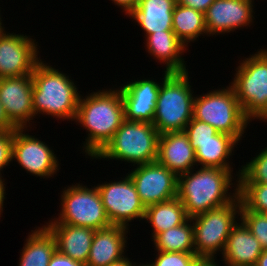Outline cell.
<instances>
[{"mask_svg":"<svg viewBox=\"0 0 267 266\" xmlns=\"http://www.w3.org/2000/svg\"><path fill=\"white\" fill-rule=\"evenodd\" d=\"M194 226L189 218L185 223L159 233L153 240L156 251L195 253Z\"/></svg>","mask_w":267,"mask_h":266,"instance_id":"4316f807","label":"cell"},{"mask_svg":"<svg viewBox=\"0 0 267 266\" xmlns=\"http://www.w3.org/2000/svg\"><path fill=\"white\" fill-rule=\"evenodd\" d=\"M238 169L235 174L234 169L196 167L179 175L177 197L181 200L187 216L192 218L232 202L239 192L238 177L241 169Z\"/></svg>","mask_w":267,"mask_h":266,"instance_id":"6da1fadb","label":"cell"},{"mask_svg":"<svg viewBox=\"0 0 267 266\" xmlns=\"http://www.w3.org/2000/svg\"><path fill=\"white\" fill-rule=\"evenodd\" d=\"M163 75L152 124L159 134L184 131L193 118L195 94L191 77L188 71H164Z\"/></svg>","mask_w":267,"mask_h":266,"instance_id":"277c9868","label":"cell"},{"mask_svg":"<svg viewBox=\"0 0 267 266\" xmlns=\"http://www.w3.org/2000/svg\"><path fill=\"white\" fill-rule=\"evenodd\" d=\"M54 235L57 250L73 260L87 263L92 239L96 230L68 224H46Z\"/></svg>","mask_w":267,"mask_h":266,"instance_id":"44dd1931","label":"cell"},{"mask_svg":"<svg viewBox=\"0 0 267 266\" xmlns=\"http://www.w3.org/2000/svg\"><path fill=\"white\" fill-rule=\"evenodd\" d=\"M133 260L130 261V259L127 257V255L122 258L121 260L111 263L108 266H134L135 262H132Z\"/></svg>","mask_w":267,"mask_h":266,"instance_id":"ab89813d","label":"cell"},{"mask_svg":"<svg viewBox=\"0 0 267 266\" xmlns=\"http://www.w3.org/2000/svg\"><path fill=\"white\" fill-rule=\"evenodd\" d=\"M14 131H0V176L6 166L12 163V142Z\"/></svg>","mask_w":267,"mask_h":266,"instance_id":"d6a6232c","label":"cell"},{"mask_svg":"<svg viewBox=\"0 0 267 266\" xmlns=\"http://www.w3.org/2000/svg\"><path fill=\"white\" fill-rule=\"evenodd\" d=\"M240 208L238 195L226 205L191 218L194 226V250L198 257L215 258L219 251L223 253L231 229L240 219Z\"/></svg>","mask_w":267,"mask_h":266,"instance_id":"9c48e42d","label":"cell"},{"mask_svg":"<svg viewBox=\"0 0 267 266\" xmlns=\"http://www.w3.org/2000/svg\"><path fill=\"white\" fill-rule=\"evenodd\" d=\"M89 188L83 183L62 189L58 217L46 224H68L100 230L111 225L96 185Z\"/></svg>","mask_w":267,"mask_h":266,"instance_id":"ba28073f","label":"cell"},{"mask_svg":"<svg viewBox=\"0 0 267 266\" xmlns=\"http://www.w3.org/2000/svg\"><path fill=\"white\" fill-rule=\"evenodd\" d=\"M255 155L250 162L240 167L239 183L267 184V146Z\"/></svg>","mask_w":267,"mask_h":266,"instance_id":"f1b7e54d","label":"cell"},{"mask_svg":"<svg viewBox=\"0 0 267 266\" xmlns=\"http://www.w3.org/2000/svg\"><path fill=\"white\" fill-rule=\"evenodd\" d=\"M159 135L152 123L124 120L93 159L118 160L133 166L157 161Z\"/></svg>","mask_w":267,"mask_h":266,"instance_id":"5b68a950","label":"cell"},{"mask_svg":"<svg viewBox=\"0 0 267 266\" xmlns=\"http://www.w3.org/2000/svg\"><path fill=\"white\" fill-rule=\"evenodd\" d=\"M259 50L248 58H240L233 81L229 83L251 122L254 119L267 122V48Z\"/></svg>","mask_w":267,"mask_h":266,"instance_id":"8992f818","label":"cell"},{"mask_svg":"<svg viewBox=\"0 0 267 266\" xmlns=\"http://www.w3.org/2000/svg\"><path fill=\"white\" fill-rule=\"evenodd\" d=\"M31 75L0 79V102L10 121L17 128H28L35 123ZM32 122V123H30Z\"/></svg>","mask_w":267,"mask_h":266,"instance_id":"9a60e30c","label":"cell"},{"mask_svg":"<svg viewBox=\"0 0 267 266\" xmlns=\"http://www.w3.org/2000/svg\"><path fill=\"white\" fill-rule=\"evenodd\" d=\"M189 217L178 197L146 207L144 219L152 228L151 239L159 233L185 223Z\"/></svg>","mask_w":267,"mask_h":266,"instance_id":"d4e9b609","label":"cell"},{"mask_svg":"<svg viewBox=\"0 0 267 266\" xmlns=\"http://www.w3.org/2000/svg\"><path fill=\"white\" fill-rule=\"evenodd\" d=\"M0 32V79L31 75L41 60L40 46L27 34Z\"/></svg>","mask_w":267,"mask_h":266,"instance_id":"7c38bea8","label":"cell"},{"mask_svg":"<svg viewBox=\"0 0 267 266\" xmlns=\"http://www.w3.org/2000/svg\"><path fill=\"white\" fill-rule=\"evenodd\" d=\"M263 252L259 240L239 219L232 227L223 251L222 266H255Z\"/></svg>","mask_w":267,"mask_h":266,"instance_id":"d6986e66","label":"cell"},{"mask_svg":"<svg viewBox=\"0 0 267 266\" xmlns=\"http://www.w3.org/2000/svg\"><path fill=\"white\" fill-rule=\"evenodd\" d=\"M214 1L215 0H176V3L205 13Z\"/></svg>","mask_w":267,"mask_h":266,"instance_id":"e575fe53","label":"cell"},{"mask_svg":"<svg viewBox=\"0 0 267 266\" xmlns=\"http://www.w3.org/2000/svg\"><path fill=\"white\" fill-rule=\"evenodd\" d=\"M176 0H139L136 9L128 16L137 22L145 36L172 30L173 10Z\"/></svg>","mask_w":267,"mask_h":266,"instance_id":"603a6c76","label":"cell"},{"mask_svg":"<svg viewBox=\"0 0 267 266\" xmlns=\"http://www.w3.org/2000/svg\"><path fill=\"white\" fill-rule=\"evenodd\" d=\"M31 77L35 117L44 114V117L74 121L81 94L71 76L41 59L35 65Z\"/></svg>","mask_w":267,"mask_h":266,"instance_id":"3957f363","label":"cell"},{"mask_svg":"<svg viewBox=\"0 0 267 266\" xmlns=\"http://www.w3.org/2000/svg\"><path fill=\"white\" fill-rule=\"evenodd\" d=\"M254 4V0H215L204 13L208 36L232 33L254 25Z\"/></svg>","mask_w":267,"mask_h":266,"instance_id":"5bb4252c","label":"cell"},{"mask_svg":"<svg viewBox=\"0 0 267 266\" xmlns=\"http://www.w3.org/2000/svg\"><path fill=\"white\" fill-rule=\"evenodd\" d=\"M142 78L119 86L124 105V120L153 123L161 82Z\"/></svg>","mask_w":267,"mask_h":266,"instance_id":"2e32d148","label":"cell"},{"mask_svg":"<svg viewBox=\"0 0 267 266\" xmlns=\"http://www.w3.org/2000/svg\"><path fill=\"white\" fill-rule=\"evenodd\" d=\"M157 161L177 177L197 167L195 150L184 131L159 135Z\"/></svg>","mask_w":267,"mask_h":266,"instance_id":"e0dca14e","label":"cell"},{"mask_svg":"<svg viewBox=\"0 0 267 266\" xmlns=\"http://www.w3.org/2000/svg\"><path fill=\"white\" fill-rule=\"evenodd\" d=\"M0 12H1V10H0ZM4 28H5V27H4V24H3V22H2L1 13H0V32H1Z\"/></svg>","mask_w":267,"mask_h":266,"instance_id":"b9f144b4","label":"cell"},{"mask_svg":"<svg viewBox=\"0 0 267 266\" xmlns=\"http://www.w3.org/2000/svg\"><path fill=\"white\" fill-rule=\"evenodd\" d=\"M48 266H86L83 262L73 260L69 256L61 254L58 250L52 255Z\"/></svg>","mask_w":267,"mask_h":266,"instance_id":"836d02e7","label":"cell"},{"mask_svg":"<svg viewBox=\"0 0 267 266\" xmlns=\"http://www.w3.org/2000/svg\"><path fill=\"white\" fill-rule=\"evenodd\" d=\"M145 49L157 63L165 65L168 72H186L187 61L182 58L187 47L177 38L173 30L152 33L145 37ZM187 68V69H186Z\"/></svg>","mask_w":267,"mask_h":266,"instance_id":"ffe728a7","label":"cell"},{"mask_svg":"<svg viewBox=\"0 0 267 266\" xmlns=\"http://www.w3.org/2000/svg\"><path fill=\"white\" fill-rule=\"evenodd\" d=\"M128 228L112 225L96 230L86 266H108L126 256ZM127 235V236H126Z\"/></svg>","mask_w":267,"mask_h":266,"instance_id":"ac0fdd59","label":"cell"},{"mask_svg":"<svg viewBox=\"0 0 267 266\" xmlns=\"http://www.w3.org/2000/svg\"><path fill=\"white\" fill-rule=\"evenodd\" d=\"M139 263H137L136 264V262L134 263V266H151L149 263H146V264H144V263H142L141 264V262H140V264L138 265Z\"/></svg>","mask_w":267,"mask_h":266,"instance_id":"7bdbcfd3","label":"cell"},{"mask_svg":"<svg viewBox=\"0 0 267 266\" xmlns=\"http://www.w3.org/2000/svg\"><path fill=\"white\" fill-rule=\"evenodd\" d=\"M114 5L121 7L122 12L129 16L138 6L139 0H111Z\"/></svg>","mask_w":267,"mask_h":266,"instance_id":"d590c367","label":"cell"},{"mask_svg":"<svg viewBox=\"0 0 267 266\" xmlns=\"http://www.w3.org/2000/svg\"><path fill=\"white\" fill-rule=\"evenodd\" d=\"M5 180L6 179H4V176H0V217H2L1 215L4 211L3 208H4V202L6 199L5 195H7L6 190H5L6 189Z\"/></svg>","mask_w":267,"mask_h":266,"instance_id":"f35d334b","label":"cell"},{"mask_svg":"<svg viewBox=\"0 0 267 266\" xmlns=\"http://www.w3.org/2000/svg\"><path fill=\"white\" fill-rule=\"evenodd\" d=\"M238 195L241 203L256 213H267V184L239 183Z\"/></svg>","mask_w":267,"mask_h":266,"instance_id":"83f0119b","label":"cell"},{"mask_svg":"<svg viewBox=\"0 0 267 266\" xmlns=\"http://www.w3.org/2000/svg\"><path fill=\"white\" fill-rule=\"evenodd\" d=\"M189 141H205L212 140V136H215L218 131L208 123H205L194 118L187 124L184 129Z\"/></svg>","mask_w":267,"mask_h":266,"instance_id":"1f68e13d","label":"cell"},{"mask_svg":"<svg viewBox=\"0 0 267 266\" xmlns=\"http://www.w3.org/2000/svg\"><path fill=\"white\" fill-rule=\"evenodd\" d=\"M24 243L18 266H48L57 250L56 239L45 223L31 230Z\"/></svg>","mask_w":267,"mask_h":266,"instance_id":"cb8c5ba5","label":"cell"},{"mask_svg":"<svg viewBox=\"0 0 267 266\" xmlns=\"http://www.w3.org/2000/svg\"><path fill=\"white\" fill-rule=\"evenodd\" d=\"M225 87L195 95L193 118L210 124L218 132L233 136L240 142L251 121L244 115L232 86L229 84Z\"/></svg>","mask_w":267,"mask_h":266,"instance_id":"52a82bcc","label":"cell"},{"mask_svg":"<svg viewBox=\"0 0 267 266\" xmlns=\"http://www.w3.org/2000/svg\"><path fill=\"white\" fill-rule=\"evenodd\" d=\"M134 167L127 174L145 208L177 197L178 177L167 167L158 161Z\"/></svg>","mask_w":267,"mask_h":266,"instance_id":"4fadbf2b","label":"cell"},{"mask_svg":"<svg viewBox=\"0 0 267 266\" xmlns=\"http://www.w3.org/2000/svg\"><path fill=\"white\" fill-rule=\"evenodd\" d=\"M57 158L45 141L29 134L28 128H17L14 131L11 161H16L22 170L41 179L54 177L60 169Z\"/></svg>","mask_w":267,"mask_h":266,"instance_id":"8fae6325","label":"cell"},{"mask_svg":"<svg viewBox=\"0 0 267 266\" xmlns=\"http://www.w3.org/2000/svg\"><path fill=\"white\" fill-rule=\"evenodd\" d=\"M172 30L186 47L199 39V36L209 37L204 13L177 3L173 10Z\"/></svg>","mask_w":267,"mask_h":266,"instance_id":"484cf974","label":"cell"},{"mask_svg":"<svg viewBox=\"0 0 267 266\" xmlns=\"http://www.w3.org/2000/svg\"><path fill=\"white\" fill-rule=\"evenodd\" d=\"M151 266H192L198 256L195 253L156 251Z\"/></svg>","mask_w":267,"mask_h":266,"instance_id":"4dcf8cb0","label":"cell"},{"mask_svg":"<svg viewBox=\"0 0 267 266\" xmlns=\"http://www.w3.org/2000/svg\"><path fill=\"white\" fill-rule=\"evenodd\" d=\"M97 188L111 225L129 229V222L144 219L146 208L128 174L120 180L99 183Z\"/></svg>","mask_w":267,"mask_h":266,"instance_id":"30bf717a","label":"cell"},{"mask_svg":"<svg viewBox=\"0 0 267 266\" xmlns=\"http://www.w3.org/2000/svg\"><path fill=\"white\" fill-rule=\"evenodd\" d=\"M255 266H267V250H263L257 259Z\"/></svg>","mask_w":267,"mask_h":266,"instance_id":"60d3db41","label":"cell"},{"mask_svg":"<svg viewBox=\"0 0 267 266\" xmlns=\"http://www.w3.org/2000/svg\"><path fill=\"white\" fill-rule=\"evenodd\" d=\"M240 220L249 231L259 240L263 250H267V214L256 213L248 210L242 203L240 208Z\"/></svg>","mask_w":267,"mask_h":266,"instance_id":"f546056e","label":"cell"},{"mask_svg":"<svg viewBox=\"0 0 267 266\" xmlns=\"http://www.w3.org/2000/svg\"><path fill=\"white\" fill-rule=\"evenodd\" d=\"M215 258L198 257L192 266H219ZM221 266V265H220Z\"/></svg>","mask_w":267,"mask_h":266,"instance_id":"74e56055","label":"cell"},{"mask_svg":"<svg viewBox=\"0 0 267 266\" xmlns=\"http://www.w3.org/2000/svg\"><path fill=\"white\" fill-rule=\"evenodd\" d=\"M116 87L80 95L74 122L88 132L83 153L91 159L112 139L124 121L122 95L119 87Z\"/></svg>","mask_w":267,"mask_h":266,"instance_id":"7a4b0ae2","label":"cell"},{"mask_svg":"<svg viewBox=\"0 0 267 266\" xmlns=\"http://www.w3.org/2000/svg\"><path fill=\"white\" fill-rule=\"evenodd\" d=\"M189 142L195 150L197 166L233 169L230 157L240 143L235 137L218 132L212 140Z\"/></svg>","mask_w":267,"mask_h":266,"instance_id":"7402d4cb","label":"cell"},{"mask_svg":"<svg viewBox=\"0 0 267 266\" xmlns=\"http://www.w3.org/2000/svg\"><path fill=\"white\" fill-rule=\"evenodd\" d=\"M16 129L17 127L10 121L0 102V131H15Z\"/></svg>","mask_w":267,"mask_h":266,"instance_id":"8d00e7d4","label":"cell"}]
</instances>
